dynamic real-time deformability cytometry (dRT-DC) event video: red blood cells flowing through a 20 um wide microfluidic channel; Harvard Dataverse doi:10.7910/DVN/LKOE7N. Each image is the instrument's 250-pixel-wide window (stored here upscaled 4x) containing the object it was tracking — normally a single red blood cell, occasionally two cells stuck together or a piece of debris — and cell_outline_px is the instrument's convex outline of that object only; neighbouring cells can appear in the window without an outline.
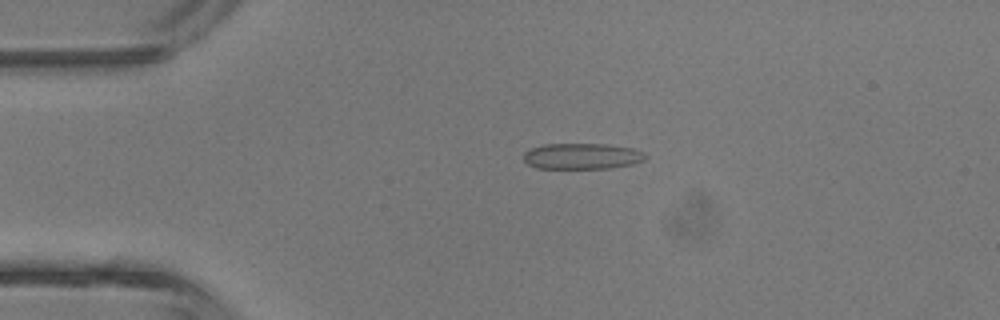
{"species": "common noctule bat (a hibernating species)", "species_latin": "Nyctalus noctula", "temperature_condition": "room temperature", "stored_images_in_passage": 3, "camera_frame_rate_fps": 3000, "um_per_image_px": 0.085, "animal": {"sex": "male", "body_mass_g": 13.3}, "frame": {"image": 1, "passage_image": 2, "time_ms": 1.333, "image_size_px": [1000, 320], "cell_outline_px": [[648, 156], [644, 160], [632, 164], [612, 168], [536, 168], [528, 164], [524, 160], [524, 152], [532, 148], [544, 144], [608, 144], [632, 148], [644, 152]], "centroid_in_image_um": [49.5, 13.27], "position_along_channel_um": 35.5, "area_um2": 18.44}}